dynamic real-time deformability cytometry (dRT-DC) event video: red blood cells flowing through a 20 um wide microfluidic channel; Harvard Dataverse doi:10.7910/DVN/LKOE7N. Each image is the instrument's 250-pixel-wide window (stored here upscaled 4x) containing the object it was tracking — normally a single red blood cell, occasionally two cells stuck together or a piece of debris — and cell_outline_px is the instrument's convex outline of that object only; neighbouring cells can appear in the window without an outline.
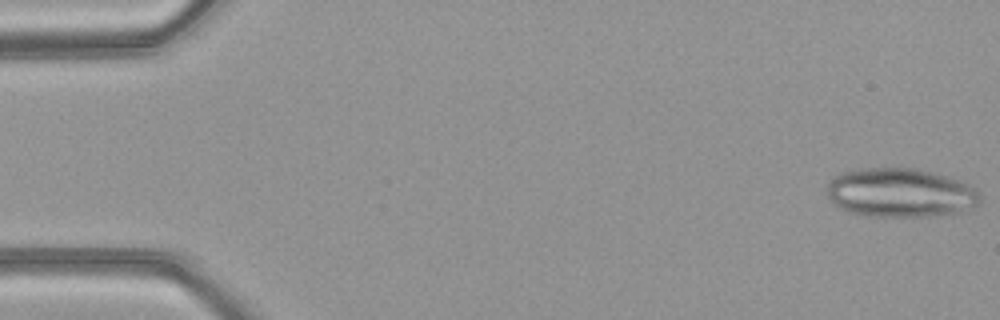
{"species": "common noctule bat (a hibernating species)", "species_latin": "Nyctalus noctula", "temperature_condition": "warm", "stored_images_in_passage": 49, "camera_frame_rate_fps": 3000, "um_per_image_px": 0.085, "animal": {"sex": "female", "body_mass_g": 21.9}, "frame": {"image": 1, "passage_image": 1, "time_ms": 0.0, "image_size_px": [1000, 320], "cell_outline_px": [[980, 200], [972, 208], [960, 212], [936, 216], [864, 216], [848, 212], [832, 204], [828, 200], [828, 184], [832, 176], [840, 172], [856, 168], [916, 168], [948, 176], [960, 180], [968, 184], [980, 196]], "centroid_in_image_um": [76.47, 16.38], "position_along_channel_um": 8.5, "area_um2": 44.16}}